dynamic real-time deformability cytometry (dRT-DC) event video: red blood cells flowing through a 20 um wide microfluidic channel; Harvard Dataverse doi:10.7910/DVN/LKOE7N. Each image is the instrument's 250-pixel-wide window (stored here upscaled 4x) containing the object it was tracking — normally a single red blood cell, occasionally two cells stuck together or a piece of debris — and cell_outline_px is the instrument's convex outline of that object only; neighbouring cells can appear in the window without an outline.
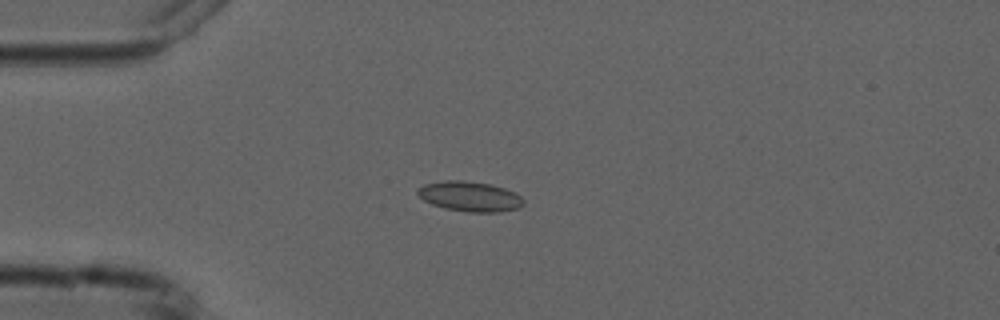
{"species": "common noctule bat (a hibernating species)", "species_latin": "Nyctalus noctula", "temperature_condition": "cold", "stored_images_in_passage": 5, "camera_frame_rate_fps": 3000, "um_per_image_px": 0.085, "animal": {"sex": "male", "forearm_length_mm": 52.5}, "frame": {"image": 1, "passage_image": 4, "time_ms": 3.667, "image_size_px": [1000, 320], "cell_outline_px": [[524, 204], [520, 208], [500, 212], [468, 212], [444, 208], [432, 204], [424, 200], [416, 192], [416, 188], [424, 184], [444, 180], [464, 180], [488, 184], [504, 188], [520, 196], [524, 200]], "centroid_in_image_um": [39.92, 16.7], "position_along_channel_um": 45.1, "area_um2": 18.55}}
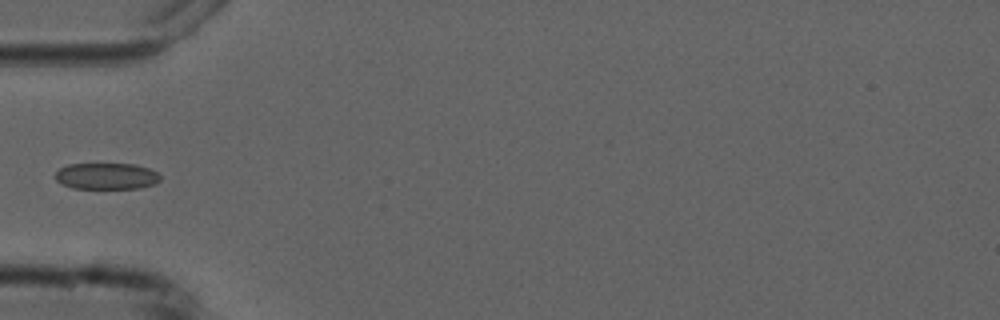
{"frame": {"image": 2, "passage_image": 5, "time_ms": 5.0, "image_size_px": [1000, 320], "cell_outline_px": [[160, 180], [156, 184], [140, 188], [72, 188], [56, 180], [56, 172], [60, 168], [68, 164], [136, 164], [148, 168], [156, 172], [160, 176]], "centroid_in_image_um": [9.08, 14.97], "position_along_channel_um": 75.9, "area_um2": 16.07}}